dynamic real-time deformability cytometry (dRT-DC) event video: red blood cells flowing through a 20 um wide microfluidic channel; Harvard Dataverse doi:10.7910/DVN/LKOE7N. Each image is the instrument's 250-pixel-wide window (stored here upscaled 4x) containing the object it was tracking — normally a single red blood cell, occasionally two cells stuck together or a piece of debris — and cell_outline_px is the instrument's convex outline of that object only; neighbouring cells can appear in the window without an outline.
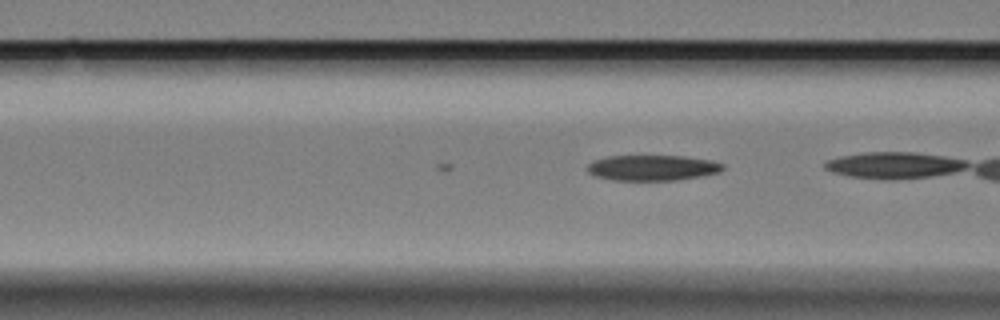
{"species": "Egyptian fruit bat (a non-hibernating species)", "species_latin": "Rousettus aegyptiacus", "temperature_condition": "cold", "stored_images_in_passage": 18, "camera_frame_rate_fps": 3000, "um_per_image_px": 0.085, "animal": {"sex": "female"}, "frame": {"image": 1, "passage_image": 18, "time_ms": 5.667, "image_size_px": [1000, 320], "cell_outline_px": [[724, 168], [720, 172], [700, 176], [676, 180], [612, 180], [596, 176], [588, 172], [588, 164], [592, 160], [608, 156], [684, 156], [712, 160], [724, 164]], "centroid_in_image_um": [55.46, 14.25], "position_along_channel_um": 111.1, "area_um2": 20.17}}